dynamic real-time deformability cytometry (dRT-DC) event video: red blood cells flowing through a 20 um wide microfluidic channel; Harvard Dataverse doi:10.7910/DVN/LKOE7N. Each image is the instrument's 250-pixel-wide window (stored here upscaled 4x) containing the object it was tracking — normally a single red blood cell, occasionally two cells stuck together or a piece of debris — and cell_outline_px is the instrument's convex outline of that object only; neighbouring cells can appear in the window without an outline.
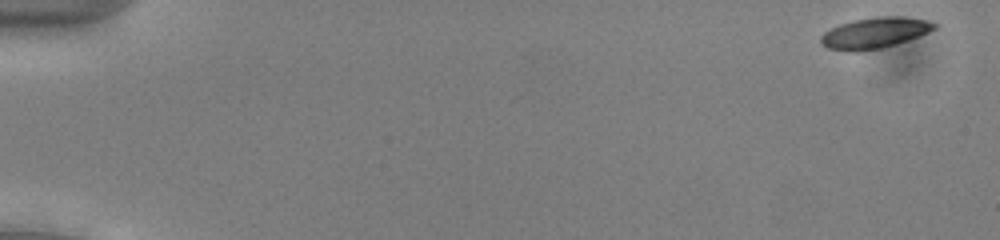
{"species": "common noctule bat (a hibernating species)", "species_latin": "Nyctalus noctula", "temperature_condition": "cold", "stored_images_in_passage": 52, "camera_frame_rate_fps": 3000, "um_per_image_px": 0.085, "animal": {"sex": "male", "body_mass_g": 13.0, "forearm_length_mm": 53.1}, "frame": {"image": 1, "passage_image": 1, "time_ms": 0.0, "image_size_px": [1000, 240], "cell_outline_px": [[940, 24], [936, 28], [920, 36], [908, 40], [880, 48], [856, 52], [844, 52], [828, 48], [820, 44], [820, 36], [824, 32], [840, 24], [856, 20], [884, 16], [900, 16], [924, 20]], "centroid_in_image_um": [74.33, 2.81], "position_along_channel_um": 10.7, "area_um2": 20.35}}
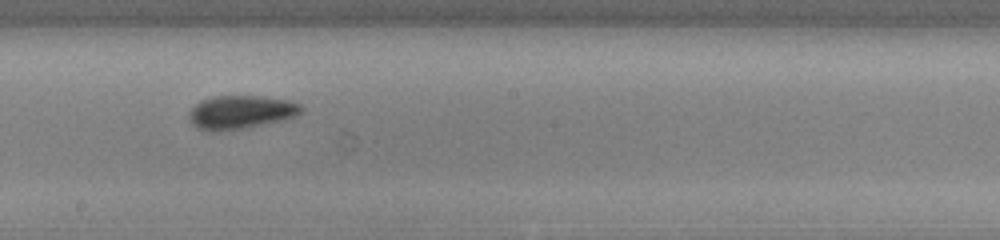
{"frame": {"image": 2, "passage_image": 30, "time_ms": 9.667, "image_size_px": [1000, 240], "cell_outline_px": [[304, 108], [296, 116], [284, 120], [248, 128], [220, 132], [212, 132], [196, 128], [192, 124], [188, 116], [188, 112], [200, 100], [216, 96], [260, 96], [288, 100], [300, 104]], "centroid_in_image_um": [20.45, 9.56], "position_along_channel_um": 227.8, "area_um2": 22.25}}
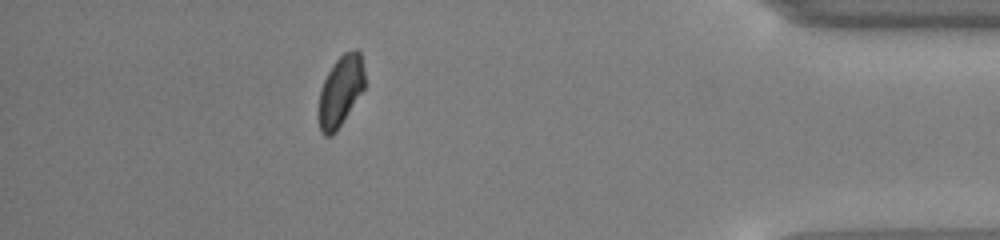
{"frame": {"image": 3, "passage_image": 47, "time_ms": 15.333, "image_size_px": [1000, 240], "cell_outline_px": [[364, 88], [336, 132], [332, 136], [324, 136], [320, 132], [320, 92], [324, 80], [328, 72], [336, 60], [344, 52], [356, 48], [360, 52], [364, 68]], "centroid_in_image_um": [28.96, 7.71], "position_along_channel_um": 406.2, "area_um2": 18.61}, "authors_computed_cell_mechanics": {"area_um2": 20.3456, "velocity_mm_per_s": 3.888, "shape_relaxation_time_tau1_ms": 3.181, "shape_relaxation_time_tau2_ms": null, "deformation_change_tau1": 0.0583, "deformation_change_tau2": null}}